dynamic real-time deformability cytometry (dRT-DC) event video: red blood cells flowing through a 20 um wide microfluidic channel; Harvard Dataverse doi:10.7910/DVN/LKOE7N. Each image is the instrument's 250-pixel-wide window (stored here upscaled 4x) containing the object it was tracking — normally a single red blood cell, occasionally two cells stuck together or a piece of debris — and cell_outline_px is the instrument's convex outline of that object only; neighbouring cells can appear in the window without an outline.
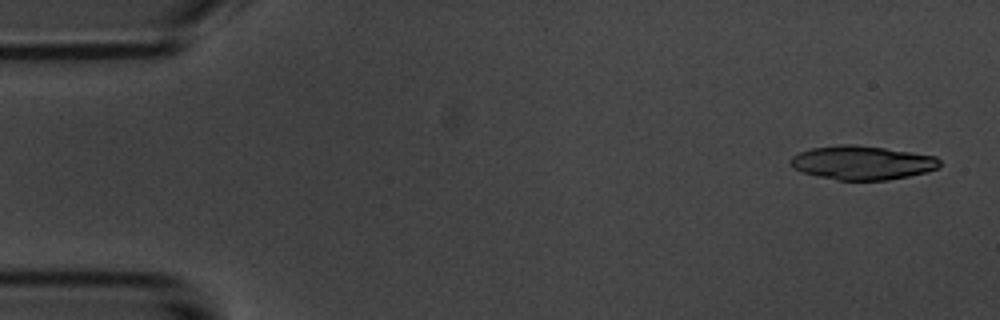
{"species": "common noctule bat (a hibernating species)", "species_latin": "Nyctalus noctula", "temperature_condition": "room temperature", "stored_images_in_passage": 5, "camera_frame_rate_fps": 3000, "um_per_image_px": 0.085, "animal": {"sex": "male", "body_mass_g": 20.1, "forearm_length_mm": 53.5}, "frame": {"image": 1, "passage_image": 1, "time_ms": 0.0, "image_size_px": [1000, 320], "cell_outline_px": [[940, 164], [936, 168], [928, 172], [888, 180], [840, 180], [800, 172], [792, 168], [788, 160], [792, 156], [800, 152], [812, 148], [840, 144], [856, 144], [912, 152], [936, 156], [940, 160]], "centroid_in_image_um": [73.26, 13.82], "position_along_channel_um": 11.7, "area_um2": 29.54}}